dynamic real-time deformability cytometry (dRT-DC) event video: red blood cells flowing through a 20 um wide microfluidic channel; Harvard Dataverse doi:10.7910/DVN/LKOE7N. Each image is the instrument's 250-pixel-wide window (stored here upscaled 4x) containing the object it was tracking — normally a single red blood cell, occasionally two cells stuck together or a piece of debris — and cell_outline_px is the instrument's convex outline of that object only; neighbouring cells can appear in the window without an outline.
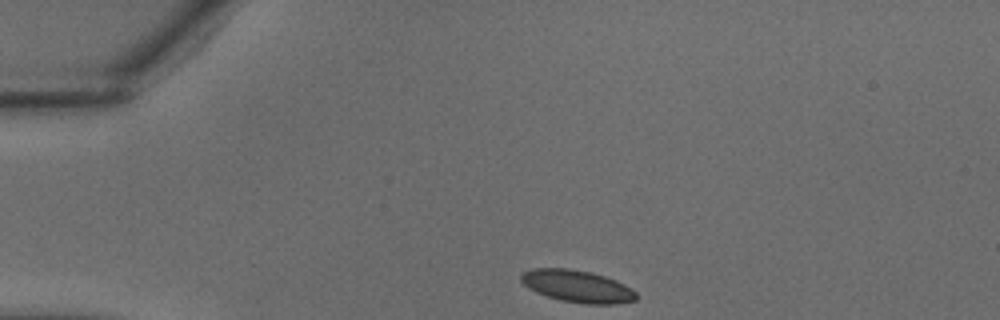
{"species": "common noctule bat (a hibernating species)", "species_latin": "Nyctalus noctula", "temperature_condition": "warm", "stored_images_in_passage": 30, "camera_frame_rate_fps": 3000, "um_per_image_px": 0.085, "animal": {"sex": "male", "body_mass_g": 18.8}, "frame": {"image": 1, "passage_image": 1, "time_ms": 0.0, "image_size_px": [1000, 320], "cell_outline_px": [[636, 300], [612, 304], [584, 304], [560, 300], [536, 292], [528, 288], [520, 280], [520, 276], [524, 272], [532, 268], [572, 268], [592, 272], [616, 280], [632, 288], [636, 292]], "centroid_in_image_um": [49.06, 24.32], "position_along_channel_um": 35.9, "area_um2": 21.68}}
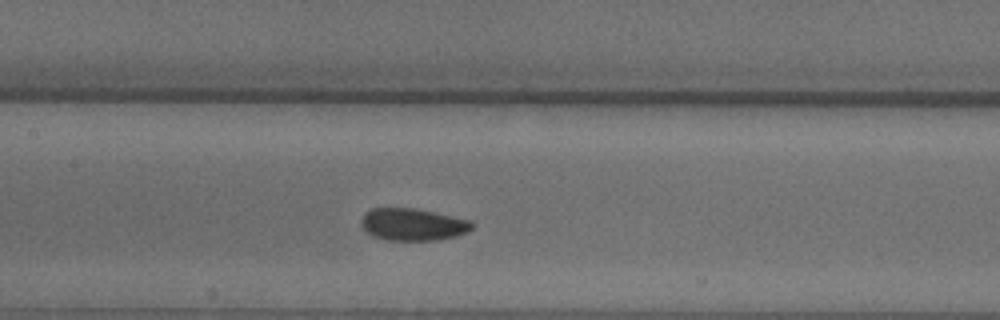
{"frame": {"image": 2, "passage_image": 11, "time_ms": 3.333, "image_size_px": [1000, 320], "cell_outline_px": [[476, 224], [468, 232], [456, 236], [436, 240], [388, 240], [372, 236], [360, 224], [360, 220], [364, 212], [372, 208], [412, 208], [472, 220]], "centroid_in_image_um": [35.1, 19.08], "position_along_channel_um": 172.3, "area_um2": 20.87}}
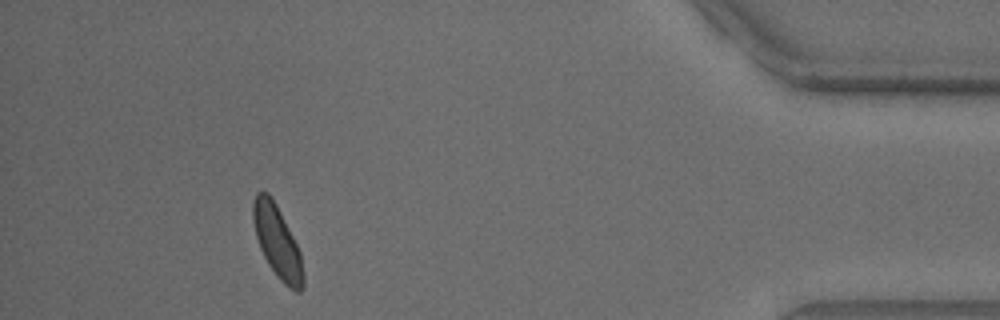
{"frame": {"image": 3, "passage_image": 27, "time_ms": 8.667, "image_size_px": [1000, 320], "cell_outline_px": [[304, 288], [300, 292], [296, 292], [288, 288], [280, 280], [268, 264], [260, 248], [256, 236], [252, 216], [252, 204], [256, 192], [268, 192], [276, 204], [300, 252], [304, 272]], "centroid_in_image_um": [23.57, 20.59], "position_along_channel_um": 411.6, "area_um2": 20.98}}